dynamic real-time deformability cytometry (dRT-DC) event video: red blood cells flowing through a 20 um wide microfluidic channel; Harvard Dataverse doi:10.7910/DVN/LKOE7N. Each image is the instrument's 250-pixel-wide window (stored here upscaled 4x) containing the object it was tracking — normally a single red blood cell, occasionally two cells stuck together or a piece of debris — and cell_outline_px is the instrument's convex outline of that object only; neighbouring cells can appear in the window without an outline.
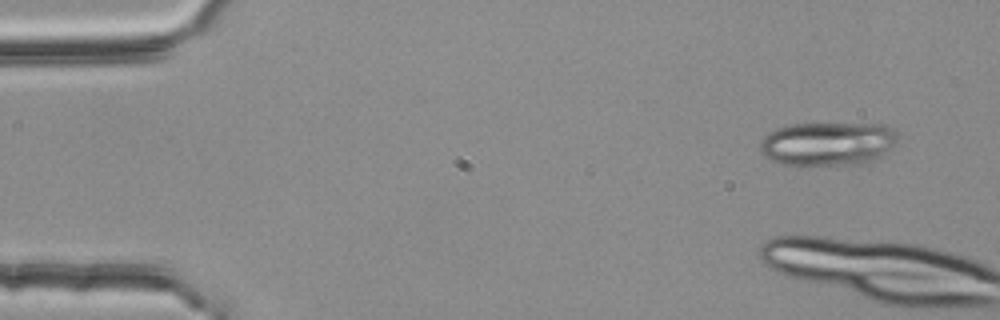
{"species": "common noctule bat (a hibernating species)", "species_latin": "Nyctalus noctula", "temperature_condition": "room temperature", "stored_images_in_passage": 3, "camera_frame_rate_fps": 3000, "um_per_image_px": 0.085, "animal": {"sex": "female", "body_mass_g": 25.1}, "frame": {"image": 1, "passage_image": 1, "time_ms": 0.0, "image_size_px": [1000, 320], "cell_outline_px": [[896, 136], [892, 144], [876, 160], [860, 164], [784, 164], [772, 160], [764, 156], [760, 152], [760, 140], [768, 132], [776, 128], [788, 124], [884, 124], [892, 128], [896, 132]], "centroid_in_image_um": [70.3, 12.2], "position_along_channel_um": 14.7, "area_um2": 34.68}}